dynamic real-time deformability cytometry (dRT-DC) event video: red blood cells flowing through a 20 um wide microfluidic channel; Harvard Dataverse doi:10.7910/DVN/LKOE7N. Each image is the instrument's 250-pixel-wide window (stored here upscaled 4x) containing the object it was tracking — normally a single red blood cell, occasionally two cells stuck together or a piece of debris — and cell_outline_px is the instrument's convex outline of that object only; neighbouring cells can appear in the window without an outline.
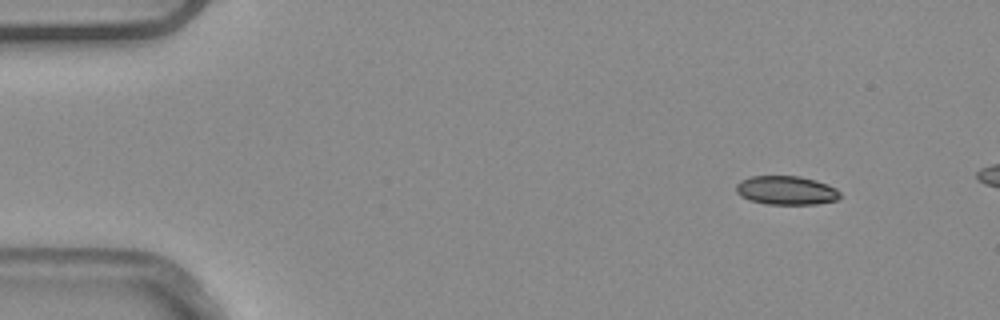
{"species": "common noctule bat (a hibernating species)", "species_latin": "Nyctalus noctula", "temperature_condition": "warm", "stored_images_in_passage": 3, "camera_frame_rate_fps": 3000, "um_per_image_px": 0.085, "animal": {"sex": "male", "body_mass_g": 20.4}, "frame": {"image": 1, "passage_image": 1, "time_ms": 0.0, "image_size_px": [1000, 320], "cell_outline_px": [[840, 196], [836, 200], [816, 204], [764, 204], [748, 200], [740, 196], [736, 192], [736, 184], [740, 180], [752, 176], [800, 176], [816, 180], [836, 188], [840, 192]], "centroid_in_image_um": [66.8, 16.18], "position_along_channel_um": 18.2, "area_um2": 17.57}}